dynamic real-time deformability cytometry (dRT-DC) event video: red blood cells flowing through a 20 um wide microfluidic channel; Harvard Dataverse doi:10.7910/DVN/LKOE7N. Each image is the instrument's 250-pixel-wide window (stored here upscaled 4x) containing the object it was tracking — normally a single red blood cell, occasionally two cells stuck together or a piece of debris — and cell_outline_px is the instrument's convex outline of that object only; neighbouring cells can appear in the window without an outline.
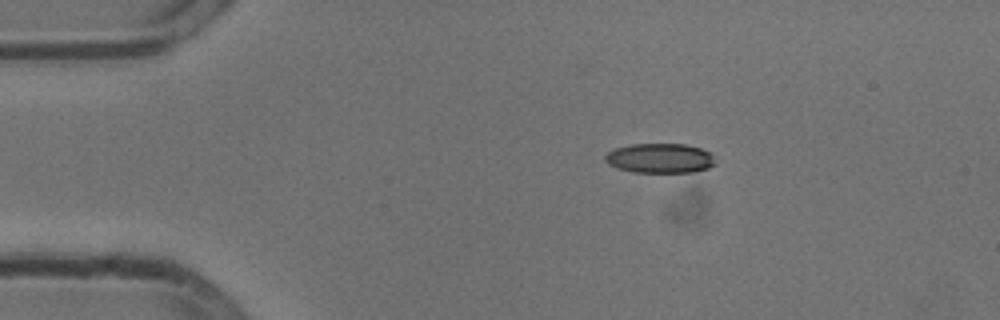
{"species": "common noctule bat (a hibernating species)", "species_latin": "Nyctalus noctula", "temperature_condition": "cold", "stored_images_in_passage": 45, "camera_frame_rate_fps": 3000, "um_per_image_px": 0.085, "animal": {"sex": "male", "body_mass_g": 13.3}, "frame": {"image": 1, "passage_image": 1, "time_ms": 0.0, "image_size_px": [1000, 320], "cell_outline_px": [[716, 164], [708, 168], [692, 172], [632, 172], [616, 168], [608, 164], [604, 160], [604, 156], [608, 152], [616, 148], [632, 144], [684, 144], [700, 148], [708, 152], [712, 156]], "centroid_in_image_um": [56.06, 13.45], "position_along_channel_um": 28.9, "area_um2": 19.02}}
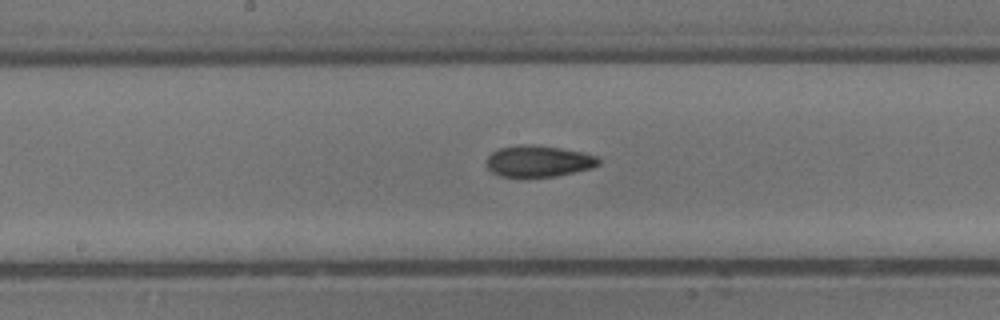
{"frame": {"image": 2, "passage_image": 19, "time_ms": 6.0, "image_size_px": [1000, 320], "cell_outline_px": [[600, 164], [592, 168], [556, 176], [500, 176], [492, 172], [488, 168], [488, 156], [492, 152], [500, 148], [520, 144], [532, 144], [560, 148], [600, 156]], "centroid_in_image_um": [45.81, 13.69], "position_along_channel_um": 202.4, "area_um2": 20.35}}
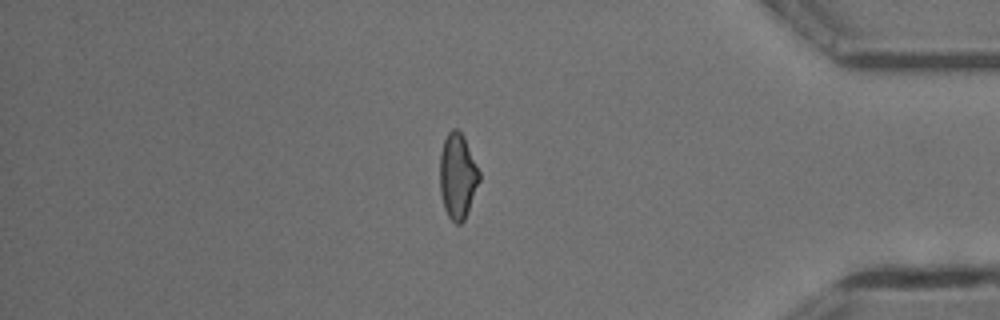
{"frame": {"image": 3, "passage_image": 37, "time_ms": 12.0, "image_size_px": [1000, 320], "cell_outline_px": [[480, 180], [464, 220], [460, 224], [456, 224], [448, 216], [444, 208], [440, 192], [440, 152], [444, 140], [448, 132], [452, 128], [456, 128], [464, 136], [480, 172]], "centroid_in_image_um": [38.89, 14.95], "position_along_channel_um": 396.3, "area_um2": 19.59}, "authors_computed_cell_mechanics": {"area_um2": 20.0566, "velocity_mm_per_s": 3.8043, "shape_relaxation_time_tau1_ms": 5.3872, "shape_relaxation_time_tau2_ms": 2.9882, "deformation_change_tau1": 0.1415, "deformation_change_tau2": 0.1011}}